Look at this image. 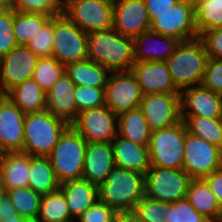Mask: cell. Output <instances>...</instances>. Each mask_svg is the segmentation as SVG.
I'll list each match as a JSON object with an SVG mask.
<instances>
[{"label":"cell","instance_id":"cell-23","mask_svg":"<svg viewBox=\"0 0 222 222\" xmlns=\"http://www.w3.org/2000/svg\"><path fill=\"white\" fill-rule=\"evenodd\" d=\"M111 145L115 167L146 174L151 166L148 146L134 144L118 134Z\"/></svg>","mask_w":222,"mask_h":222},{"label":"cell","instance_id":"cell-12","mask_svg":"<svg viewBox=\"0 0 222 222\" xmlns=\"http://www.w3.org/2000/svg\"><path fill=\"white\" fill-rule=\"evenodd\" d=\"M182 169L191 178H204L222 166V150L186 131Z\"/></svg>","mask_w":222,"mask_h":222},{"label":"cell","instance_id":"cell-5","mask_svg":"<svg viewBox=\"0 0 222 222\" xmlns=\"http://www.w3.org/2000/svg\"><path fill=\"white\" fill-rule=\"evenodd\" d=\"M86 145L85 139L71 125L61 134L48 155L59 183L82 178Z\"/></svg>","mask_w":222,"mask_h":222},{"label":"cell","instance_id":"cell-4","mask_svg":"<svg viewBox=\"0 0 222 222\" xmlns=\"http://www.w3.org/2000/svg\"><path fill=\"white\" fill-rule=\"evenodd\" d=\"M68 126L66 121L47 109L26 114L23 152L32 156H48Z\"/></svg>","mask_w":222,"mask_h":222},{"label":"cell","instance_id":"cell-40","mask_svg":"<svg viewBox=\"0 0 222 222\" xmlns=\"http://www.w3.org/2000/svg\"><path fill=\"white\" fill-rule=\"evenodd\" d=\"M14 14L11 6L0 8V57L18 45L13 32Z\"/></svg>","mask_w":222,"mask_h":222},{"label":"cell","instance_id":"cell-27","mask_svg":"<svg viewBox=\"0 0 222 222\" xmlns=\"http://www.w3.org/2000/svg\"><path fill=\"white\" fill-rule=\"evenodd\" d=\"M25 114L40 112L47 108V92L29 78L5 94Z\"/></svg>","mask_w":222,"mask_h":222},{"label":"cell","instance_id":"cell-30","mask_svg":"<svg viewBox=\"0 0 222 222\" xmlns=\"http://www.w3.org/2000/svg\"><path fill=\"white\" fill-rule=\"evenodd\" d=\"M28 178V187L41 195L54 192L60 187L48 156L30 155Z\"/></svg>","mask_w":222,"mask_h":222},{"label":"cell","instance_id":"cell-42","mask_svg":"<svg viewBox=\"0 0 222 222\" xmlns=\"http://www.w3.org/2000/svg\"><path fill=\"white\" fill-rule=\"evenodd\" d=\"M165 216L166 222H209L190 205L186 198L171 203Z\"/></svg>","mask_w":222,"mask_h":222},{"label":"cell","instance_id":"cell-37","mask_svg":"<svg viewBox=\"0 0 222 222\" xmlns=\"http://www.w3.org/2000/svg\"><path fill=\"white\" fill-rule=\"evenodd\" d=\"M10 6L20 12L40 13L50 17L62 14V0H10Z\"/></svg>","mask_w":222,"mask_h":222},{"label":"cell","instance_id":"cell-51","mask_svg":"<svg viewBox=\"0 0 222 222\" xmlns=\"http://www.w3.org/2000/svg\"><path fill=\"white\" fill-rule=\"evenodd\" d=\"M10 6V0H0V8Z\"/></svg>","mask_w":222,"mask_h":222},{"label":"cell","instance_id":"cell-17","mask_svg":"<svg viewBox=\"0 0 222 222\" xmlns=\"http://www.w3.org/2000/svg\"><path fill=\"white\" fill-rule=\"evenodd\" d=\"M25 116L6 95H0V147L5 152H23Z\"/></svg>","mask_w":222,"mask_h":222},{"label":"cell","instance_id":"cell-44","mask_svg":"<svg viewBox=\"0 0 222 222\" xmlns=\"http://www.w3.org/2000/svg\"><path fill=\"white\" fill-rule=\"evenodd\" d=\"M116 211L99 199L82 213L79 222H113ZM75 220V222H78Z\"/></svg>","mask_w":222,"mask_h":222},{"label":"cell","instance_id":"cell-29","mask_svg":"<svg viewBox=\"0 0 222 222\" xmlns=\"http://www.w3.org/2000/svg\"><path fill=\"white\" fill-rule=\"evenodd\" d=\"M151 130L140 107L118 115V135L134 144L149 146Z\"/></svg>","mask_w":222,"mask_h":222},{"label":"cell","instance_id":"cell-28","mask_svg":"<svg viewBox=\"0 0 222 222\" xmlns=\"http://www.w3.org/2000/svg\"><path fill=\"white\" fill-rule=\"evenodd\" d=\"M65 73L76 86L105 88L110 72L101 64L86 59L65 65Z\"/></svg>","mask_w":222,"mask_h":222},{"label":"cell","instance_id":"cell-31","mask_svg":"<svg viewBox=\"0 0 222 222\" xmlns=\"http://www.w3.org/2000/svg\"><path fill=\"white\" fill-rule=\"evenodd\" d=\"M187 132L222 150V118L181 116Z\"/></svg>","mask_w":222,"mask_h":222},{"label":"cell","instance_id":"cell-14","mask_svg":"<svg viewBox=\"0 0 222 222\" xmlns=\"http://www.w3.org/2000/svg\"><path fill=\"white\" fill-rule=\"evenodd\" d=\"M38 59L26 45H17L0 57V95L32 78Z\"/></svg>","mask_w":222,"mask_h":222},{"label":"cell","instance_id":"cell-32","mask_svg":"<svg viewBox=\"0 0 222 222\" xmlns=\"http://www.w3.org/2000/svg\"><path fill=\"white\" fill-rule=\"evenodd\" d=\"M37 220L39 222L75 221L70 216L66 198L60 189L42 195Z\"/></svg>","mask_w":222,"mask_h":222},{"label":"cell","instance_id":"cell-48","mask_svg":"<svg viewBox=\"0 0 222 222\" xmlns=\"http://www.w3.org/2000/svg\"><path fill=\"white\" fill-rule=\"evenodd\" d=\"M15 207L12 205L9 197L4 192L0 197V222H3L10 217L16 216Z\"/></svg>","mask_w":222,"mask_h":222},{"label":"cell","instance_id":"cell-6","mask_svg":"<svg viewBox=\"0 0 222 222\" xmlns=\"http://www.w3.org/2000/svg\"><path fill=\"white\" fill-rule=\"evenodd\" d=\"M186 131L183 120L171 127L152 131L148 146L151 165L181 169Z\"/></svg>","mask_w":222,"mask_h":222},{"label":"cell","instance_id":"cell-46","mask_svg":"<svg viewBox=\"0 0 222 222\" xmlns=\"http://www.w3.org/2000/svg\"><path fill=\"white\" fill-rule=\"evenodd\" d=\"M149 20L154 19L158 13L165 12L179 0H144Z\"/></svg>","mask_w":222,"mask_h":222},{"label":"cell","instance_id":"cell-22","mask_svg":"<svg viewBox=\"0 0 222 222\" xmlns=\"http://www.w3.org/2000/svg\"><path fill=\"white\" fill-rule=\"evenodd\" d=\"M75 87L76 85L64 73L47 91L46 109L69 125L79 113L74 100Z\"/></svg>","mask_w":222,"mask_h":222},{"label":"cell","instance_id":"cell-39","mask_svg":"<svg viewBox=\"0 0 222 222\" xmlns=\"http://www.w3.org/2000/svg\"><path fill=\"white\" fill-rule=\"evenodd\" d=\"M26 46L38 57H51L53 54V17H50Z\"/></svg>","mask_w":222,"mask_h":222},{"label":"cell","instance_id":"cell-47","mask_svg":"<svg viewBox=\"0 0 222 222\" xmlns=\"http://www.w3.org/2000/svg\"><path fill=\"white\" fill-rule=\"evenodd\" d=\"M204 179L208 183L211 192L222 207V166L213 171L211 174L205 176Z\"/></svg>","mask_w":222,"mask_h":222},{"label":"cell","instance_id":"cell-13","mask_svg":"<svg viewBox=\"0 0 222 222\" xmlns=\"http://www.w3.org/2000/svg\"><path fill=\"white\" fill-rule=\"evenodd\" d=\"M110 73L105 86V105L117 115L140 107L143 94L132 71Z\"/></svg>","mask_w":222,"mask_h":222},{"label":"cell","instance_id":"cell-50","mask_svg":"<svg viewBox=\"0 0 222 222\" xmlns=\"http://www.w3.org/2000/svg\"><path fill=\"white\" fill-rule=\"evenodd\" d=\"M3 222H39L37 219L24 218L18 215L10 217L9 219L4 220Z\"/></svg>","mask_w":222,"mask_h":222},{"label":"cell","instance_id":"cell-34","mask_svg":"<svg viewBox=\"0 0 222 222\" xmlns=\"http://www.w3.org/2000/svg\"><path fill=\"white\" fill-rule=\"evenodd\" d=\"M50 16L15 10L13 32L18 45H26L41 29Z\"/></svg>","mask_w":222,"mask_h":222},{"label":"cell","instance_id":"cell-7","mask_svg":"<svg viewBox=\"0 0 222 222\" xmlns=\"http://www.w3.org/2000/svg\"><path fill=\"white\" fill-rule=\"evenodd\" d=\"M150 30L180 42L198 38L193 0H179L169 10L158 13L150 21Z\"/></svg>","mask_w":222,"mask_h":222},{"label":"cell","instance_id":"cell-2","mask_svg":"<svg viewBox=\"0 0 222 222\" xmlns=\"http://www.w3.org/2000/svg\"><path fill=\"white\" fill-rule=\"evenodd\" d=\"M208 60L206 48L199 37L179 42L166 61L176 88L181 92L201 85Z\"/></svg>","mask_w":222,"mask_h":222},{"label":"cell","instance_id":"cell-3","mask_svg":"<svg viewBox=\"0 0 222 222\" xmlns=\"http://www.w3.org/2000/svg\"><path fill=\"white\" fill-rule=\"evenodd\" d=\"M99 200L116 212L134 210L145 196V175L114 167L98 187Z\"/></svg>","mask_w":222,"mask_h":222},{"label":"cell","instance_id":"cell-11","mask_svg":"<svg viewBox=\"0 0 222 222\" xmlns=\"http://www.w3.org/2000/svg\"><path fill=\"white\" fill-rule=\"evenodd\" d=\"M70 125L87 143L112 142L118 133V115L105 105L79 112Z\"/></svg>","mask_w":222,"mask_h":222},{"label":"cell","instance_id":"cell-35","mask_svg":"<svg viewBox=\"0 0 222 222\" xmlns=\"http://www.w3.org/2000/svg\"><path fill=\"white\" fill-rule=\"evenodd\" d=\"M20 217L37 219L42 195L29 187L5 191Z\"/></svg>","mask_w":222,"mask_h":222},{"label":"cell","instance_id":"cell-20","mask_svg":"<svg viewBox=\"0 0 222 222\" xmlns=\"http://www.w3.org/2000/svg\"><path fill=\"white\" fill-rule=\"evenodd\" d=\"M115 167L111 142L87 143L82 178L99 187Z\"/></svg>","mask_w":222,"mask_h":222},{"label":"cell","instance_id":"cell-16","mask_svg":"<svg viewBox=\"0 0 222 222\" xmlns=\"http://www.w3.org/2000/svg\"><path fill=\"white\" fill-rule=\"evenodd\" d=\"M113 28L121 35L135 39L150 30L144 0H113Z\"/></svg>","mask_w":222,"mask_h":222},{"label":"cell","instance_id":"cell-52","mask_svg":"<svg viewBox=\"0 0 222 222\" xmlns=\"http://www.w3.org/2000/svg\"><path fill=\"white\" fill-rule=\"evenodd\" d=\"M4 154H5V151L0 147V163L3 159Z\"/></svg>","mask_w":222,"mask_h":222},{"label":"cell","instance_id":"cell-26","mask_svg":"<svg viewBox=\"0 0 222 222\" xmlns=\"http://www.w3.org/2000/svg\"><path fill=\"white\" fill-rule=\"evenodd\" d=\"M185 198L209 222H222V207L204 178H191Z\"/></svg>","mask_w":222,"mask_h":222},{"label":"cell","instance_id":"cell-21","mask_svg":"<svg viewBox=\"0 0 222 222\" xmlns=\"http://www.w3.org/2000/svg\"><path fill=\"white\" fill-rule=\"evenodd\" d=\"M179 40L151 30L142 32L134 39L135 62H166Z\"/></svg>","mask_w":222,"mask_h":222},{"label":"cell","instance_id":"cell-33","mask_svg":"<svg viewBox=\"0 0 222 222\" xmlns=\"http://www.w3.org/2000/svg\"><path fill=\"white\" fill-rule=\"evenodd\" d=\"M193 2L199 36L210 29L222 28V0H193Z\"/></svg>","mask_w":222,"mask_h":222},{"label":"cell","instance_id":"cell-24","mask_svg":"<svg viewBox=\"0 0 222 222\" xmlns=\"http://www.w3.org/2000/svg\"><path fill=\"white\" fill-rule=\"evenodd\" d=\"M59 189L66 198L68 211L74 220L99 199L98 187L83 178L62 182Z\"/></svg>","mask_w":222,"mask_h":222},{"label":"cell","instance_id":"cell-8","mask_svg":"<svg viewBox=\"0 0 222 222\" xmlns=\"http://www.w3.org/2000/svg\"><path fill=\"white\" fill-rule=\"evenodd\" d=\"M52 56L63 65L87 59V33L63 13L53 17Z\"/></svg>","mask_w":222,"mask_h":222},{"label":"cell","instance_id":"cell-49","mask_svg":"<svg viewBox=\"0 0 222 222\" xmlns=\"http://www.w3.org/2000/svg\"><path fill=\"white\" fill-rule=\"evenodd\" d=\"M113 222H143L134 210L118 211Z\"/></svg>","mask_w":222,"mask_h":222},{"label":"cell","instance_id":"cell-10","mask_svg":"<svg viewBox=\"0 0 222 222\" xmlns=\"http://www.w3.org/2000/svg\"><path fill=\"white\" fill-rule=\"evenodd\" d=\"M191 177L181 169L161 168L151 165L145 174V196L167 203L186 197Z\"/></svg>","mask_w":222,"mask_h":222},{"label":"cell","instance_id":"cell-43","mask_svg":"<svg viewBox=\"0 0 222 222\" xmlns=\"http://www.w3.org/2000/svg\"><path fill=\"white\" fill-rule=\"evenodd\" d=\"M201 85L222 95V59L209 58Z\"/></svg>","mask_w":222,"mask_h":222},{"label":"cell","instance_id":"cell-1","mask_svg":"<svg viewBox=\"0 0 222 222\" xmlns=\"http://www.w3.org/2000/svg\"><path fill=\"white\" fill-rule=\"evenodd\" d=\"M87 59L109 72L131 71L135 63L134 39L114 28L87 33Z\"/></svg>","mask_w":222,"mask_h":222},{"label":"cell","instance_id":"cell-25","mask_svg":"<svg viewBox=\"0 0 222 222\" xmlns=\"http://www.w3.org/2000/svg\"><path fill=\"white\" fill-rule=\"evenodd\" d=\"M30 155L22 152H5L0 163L1 188L6 190L28 187Z\"/></svg>","mask_w":222,"mask_h":222},{"label":"cell","instance_id":"cell-36","mask_svg":"<svg viewBox=\"0 0 222 222\" xmlns=\"http://www.w3.org/2000/svg\"><path fill=\"white\" fill-rule=\"evenodd\" d=\"M64 73L65 65L61 64L56 58L53 56L43 57L37 60L32 78L42 90L47 92Z\"/></svg>","mask_w":222,"mask_h":222},{"label":"cell","instance_id":"cell-19","mask_svg":"<svg viewBox=\"0 0 222 222\" xmlns=\"http://www.w3.org/2000/svg\"><path fill=\"white\" fill-rule=\"evenodd\" d=\"M181 116L222 118V95L202 85L191 86L180 92Z\"/></svg>","mask_w":222,"mask_h":222},{"label":"cell","instance_id":"cell-15","mask_svg":"<svg viewBox=\"0 0 222 222\" xmlns=\"http://www.w3.org/2000/svg\"><path fill=\"white\" fill-rule=\"evenodd\" d=\"M140 108L151 131L171 127L181 121L180 94H148Z\"/></svg>","mask_w":222,"mask_h":222},{"label":"cell","instance_id":"cell-41","mask_svg":"<svg viewBox=\"0 0 222 222\" xmlns=\"http://www.w3.org/2000/svg\"><path fill=\"white\" fill-rule=\"evenodd\" d=\"M74 100L78 112L105 106V88L76 86Z\"/></svg>","mask_w":222,"mask_h":222},{"label":"cell","instance_id":"cell-18","mask_svg":"<svg viewBox=\"0 0 222 222\" xmlns=\"http://www.w3.org/2000/svg\"><path fill=\"white\" fill-rule=\"evenodd\" d=\"M131 71L137 79L143 96L159 93L180 94L173 83L166 62H135Z\"/></svg>","mask_w":222,"mask_h":222},{"label":"cell","instance_id":"cell-38","mask_svg":"<svg viewBox=\"0 0 222 222\" xmlns=\"http://www.w3.org/2000/svg\"><path fill=\"white\" fill-rule=\"evenodd\" d=\"M171 203L161 202L144 196L135 206L134 212L143 222H166Z\"/></svg>","mask_w":222,"mask_h":222},{"label":"cell","instance_id":"cell-9","mask_svg":"<svg viewBox=\"0 0 222 222\" xmlns=\"http://www.w3.org/2000/svg\"><path fill=\"white\" fill-rule=\"evenodd\" d=\"M62 13L86 33L113 28V0H65Z\"/></svg>","mask_w":222,"mask_h":222},{"label":"cell","instance_id":"cell-45","mask_svg":"<svg viewBox=\"0 0 222 222\" xmlns=\"http://www.w3.org/2000/svg\"><path fill=\"white\" fill-rule=\"evenodd\" d=\"M199 38L203 41L209 58L222 59V28L205 31Z\"/></svg>","mask_w":222,"mask_h":222}]
</instances>
